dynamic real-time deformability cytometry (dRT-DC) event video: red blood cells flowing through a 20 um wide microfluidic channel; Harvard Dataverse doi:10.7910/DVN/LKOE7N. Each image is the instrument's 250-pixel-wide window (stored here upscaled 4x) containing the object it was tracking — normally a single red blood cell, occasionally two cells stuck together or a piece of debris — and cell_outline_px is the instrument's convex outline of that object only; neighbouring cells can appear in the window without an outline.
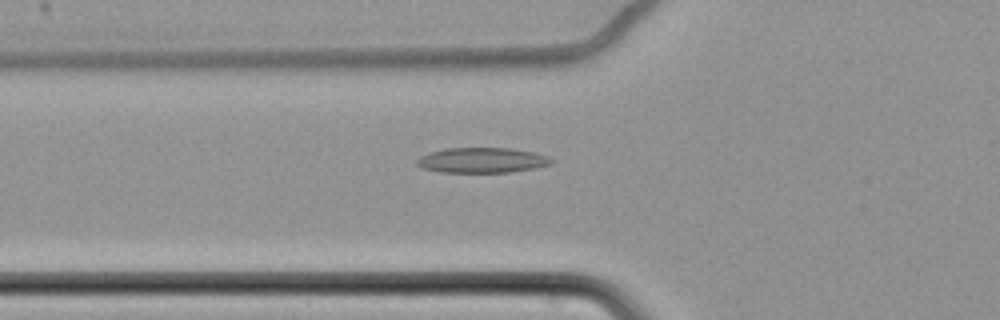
{"species": "common noctule bat (a hibernating species)", "species_latin": "Nyctalus noctula", "temperature_condition": "cold", "stored_images_in_passage": 44, "camera_frame_rate_fps": 3000, "um_per_image_px": 0.085, "animal": {"sex": "female", "body_mass_g": 22.7, "forearm_length_mm": 54.2}, "frame": {"image": 1, "passage_image": 6, "time_ms": 1.667, "image_size_px": [1000, 320], "cell_outline_px": [[556, 160], [552, 164], [536, 168], [512, 172], [440, 172], [420, 168], [416, 164], [416, 160], [420, 156], [428, 152], [444, 148], [508, 148], [532, 152], [548, 156]], "centroid_in_image_um": [40.96, 13.62], "position_along_channel_um": 84.8, "area_um2": 20.0}}
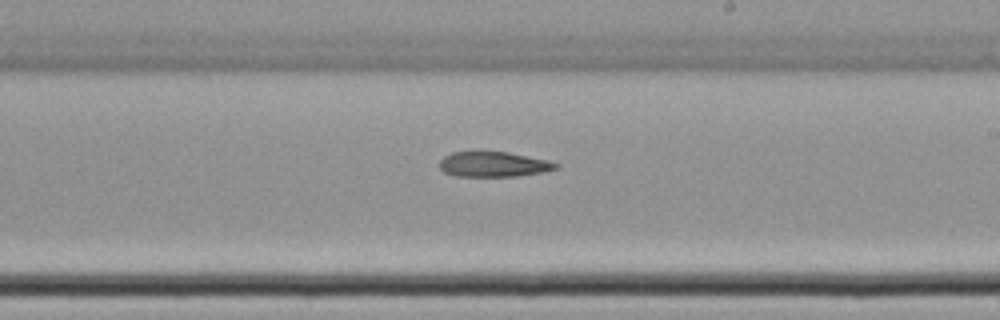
{"frame": {"image": 2, "passage_image": 20, "time_ms": 6.333, "image_size_px": [1000, 320], "cell_outline_px": [[560, 168], [544, 172], [516, 176], [456, 176], [444, 172], [440, 168], [440, 160], [444, 156], [452, 152], [508, 152], [552, 160], [560, 164]], "centroid_in_image_um": [42.03, 13.96], "position_along_channel_um": 247.0, "area_um2": 17.22}}
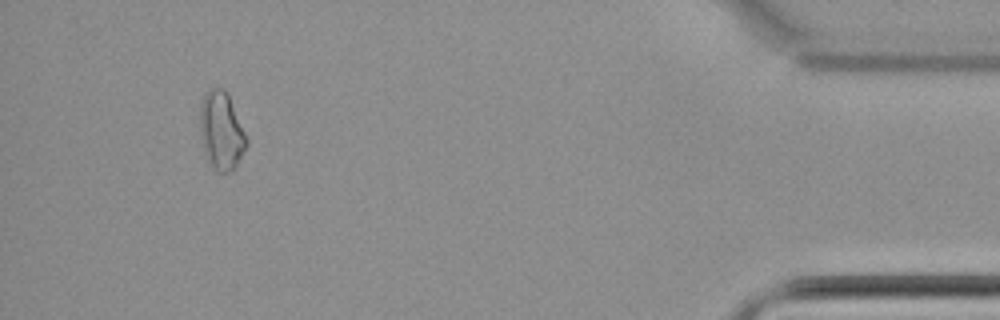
{"frame": {"image": 3, "passage_image": 40, "time_ms": 13.0, "image_size_px": [1000, 320], "cell_outline_px": [[248, 144], [232, 172], [216, 172], [208, 160], [204, 148], [200, 132], [200, 104], [204, 92], [208, 88], [216, 84], [224, 88], [228, 92], [248, 140]], "centroid_in_image_um": [18.81, 11.04], "position_along_channel_um": 416.4, "area_um2": 21.5}}